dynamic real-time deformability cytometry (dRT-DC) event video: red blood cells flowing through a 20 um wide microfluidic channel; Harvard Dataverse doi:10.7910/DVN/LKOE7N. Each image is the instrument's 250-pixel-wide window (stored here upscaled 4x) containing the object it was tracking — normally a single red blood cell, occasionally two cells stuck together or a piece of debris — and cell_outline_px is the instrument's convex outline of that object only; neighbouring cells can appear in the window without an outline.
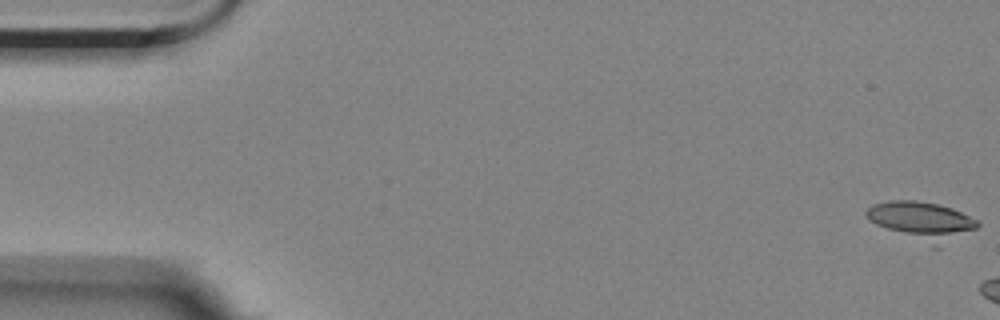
{"species": "Egyptian fruit bat (a non-hibernating species)", "species_latin": "Rousettus aegyptiacus", "temperature_condition": "room temperature", "stored_images_in_passage": 3, "camera_frame_rate_fps": 3000, "um_per_image_px": 0.085, "animal": {"sex": "female"}, "frame": {"image": 1, "passage_image": 1, "time_ms": 0.0, "image_size_px": [1000, 320], "cell_outline_px": [[980, 224], [976, 228], [940, 248], [932, 248], [876, 224], [868, 220], [864, 212], [872, 204], [888, 200], [916, 200], [936, 204], [952, 208], [976, 220]], "centroid_in_image_um": [78.34, 18.8], "position_along_channel_um": 6.7, "area_um2": 24.97}}